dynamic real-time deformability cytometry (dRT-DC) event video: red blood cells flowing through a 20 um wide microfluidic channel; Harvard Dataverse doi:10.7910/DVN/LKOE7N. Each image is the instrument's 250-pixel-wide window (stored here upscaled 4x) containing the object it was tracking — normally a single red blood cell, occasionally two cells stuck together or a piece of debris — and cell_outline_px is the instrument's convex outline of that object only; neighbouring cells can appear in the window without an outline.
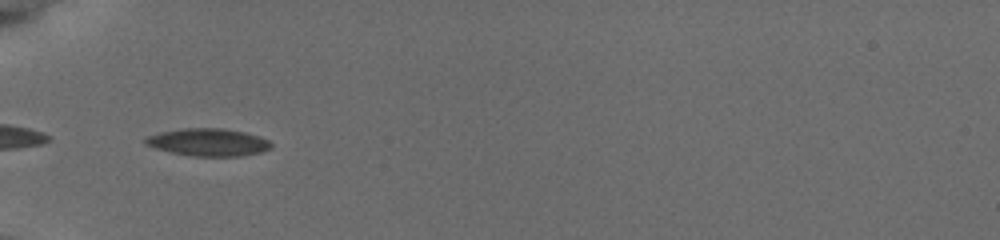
{"species": "common noctule bat (a hibernating species)", "species_latin": "Nyctalus noctula", "temperature_condition": "cold", "stored_images_in_passage": 36, "camera_frame_rate_fps": 3000, "um_per_image_px": 0.085, "animal": {"sex": "female", "body_mass_g": 19.5, "forearm_length_mm": 54.1}, "frame": {"image": 1, "passage_image": 1, "time_ms": 0.0, "image_size_px": [1000, 240], "cell_outline_px": [[272, 148], [260, 152], [244, 156], [192, 156], [172, 152], [156, 148], [144, 144], [144, 136], [160, 132], [180, 128], [224, 128], [244, 132], [260, 136], [268, 140], [272, 144]], "centroid_in_image_um": [17.69, 12.08], "position_along_channel_um": 67.3, "area_um2": 20.35}}
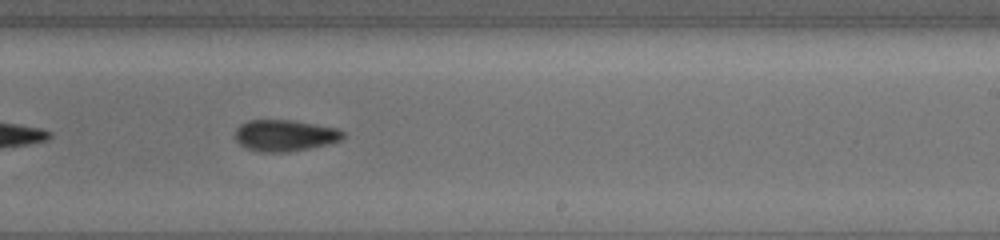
{"frame": {"image": 2, "passage_image": 17, "time_ms": 5.333, "image_size_px": [1000, 240], "cell_outline_px": [[344, 136], [340, 140], [328, 144], [288, 152], [256, 152], [244, 148], [232, 136], [236, 128], [240, 124], [248, 120], [288, 120], [340, 128], [344, 132]], "centroid_in_image_um": [24.15, 11.52], "position_along_channel_um": 264.8, "area_um2": 20.0}}
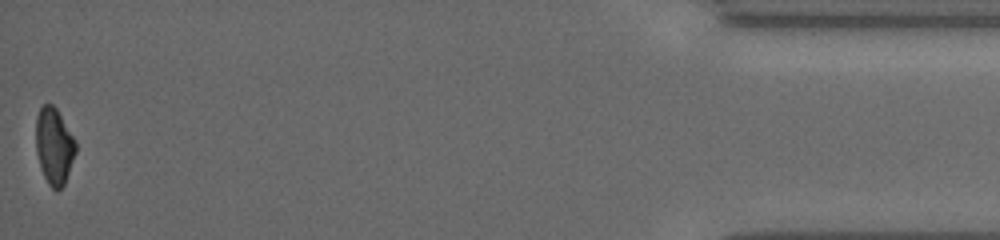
{"frame": {"image": 3, "passage_image": 36, "time_ms": 11.667, "image_size_px": [1000, 240], "cell_outline_px": [[76, 152], [64, 184], [56, 192], [48, 184], [40, 168], [36, 152], [36, 116], [40, 108], [44, 104], [52, 104], [56, 108], [76, 140]], "centroid_in_image_um": [4.59, 12.42], "position_along_channel_um": 430.6, "area_um2": 17.8}, "authors_computed_cell_mechanics": {"area_um2": 19.2763, "velocity_mm_per_s": 3.8178, "shape_relaxation_time_tau1_ms": 2.9375, "shape_relaxation_time_tau2_ms": 7.2452, "deformation_change_tau1": 0.1202, "deformation_change_tau2": 0.1257}}